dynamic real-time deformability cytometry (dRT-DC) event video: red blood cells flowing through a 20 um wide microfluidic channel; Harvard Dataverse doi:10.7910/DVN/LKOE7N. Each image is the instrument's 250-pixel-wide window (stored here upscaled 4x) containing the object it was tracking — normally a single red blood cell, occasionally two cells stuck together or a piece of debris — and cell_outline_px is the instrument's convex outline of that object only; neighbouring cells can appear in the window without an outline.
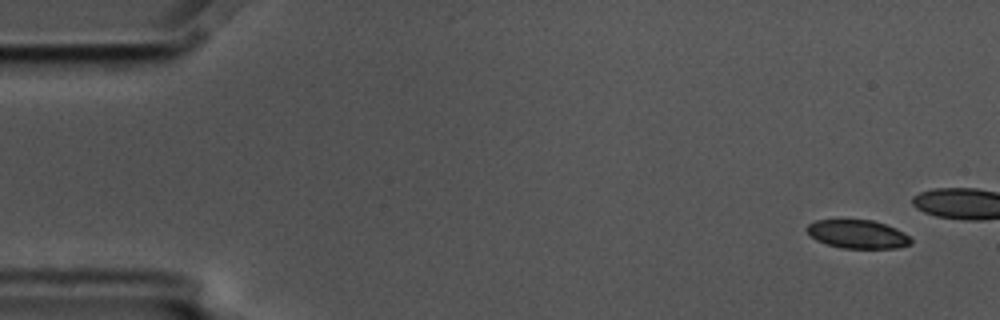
{"species": "common noctule bat (a hibernating species)", "species_latin": "Nyctalus noctula", "temperature_condition": "cold", "stored_images_in_passage": 5, "camera_frame_rate_fps": 3000, "um_per_image_px": 0.085, "animal": {"sex": "male", "body_mass_g": 17.5, "forearm_length_mm": 52.3}, "frame": {"image": 1, "passage_image": 1, "time_ms": 0.0, "image_size_px": [1000, 320], "cell_outline_px": [[912, 244], [896, 248], [844, 248], [828, 244], [816, 240], [804, 228], [808, 224], [816, 220], [872, 220], [896, 228], [904, 232], [912, 240]], "centroid_in_image_um": [72.91, 19.9], "position_along_channel_um": 12.1, "area_um2": 17.17}}